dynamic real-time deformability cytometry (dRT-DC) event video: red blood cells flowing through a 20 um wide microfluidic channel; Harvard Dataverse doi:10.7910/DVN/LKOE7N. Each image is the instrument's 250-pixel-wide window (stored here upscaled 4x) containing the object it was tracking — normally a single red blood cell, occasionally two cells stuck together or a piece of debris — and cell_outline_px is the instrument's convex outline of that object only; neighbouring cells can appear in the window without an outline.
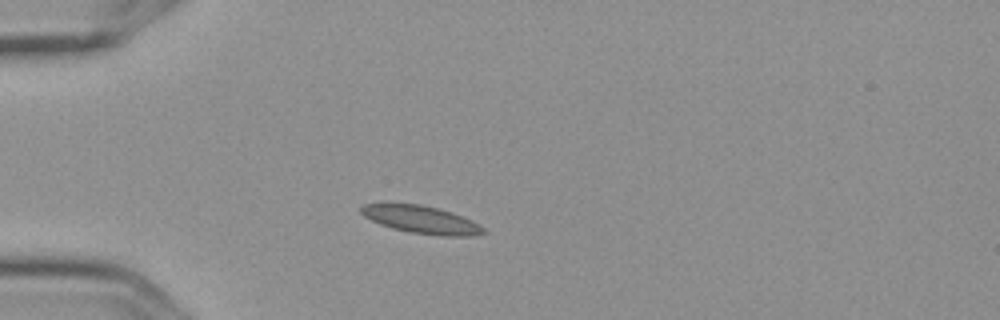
{"species": "Egyptian fruit bat (a non-hibernating species)", "species_latin": "Rousettus aegyptiacus", "temperature_condition": "cold", "stored_images_in_passage": 4, "camera_frame_rate_fps": 3000, "um_per_image_px": 0.085, "frame": {"image": 1, "passage_image": 2, "time_ms": 0.333, "image_size_px": [1000, 320], "cell_outline_px": [[488, 232], [472, 236], [440, 236], [408, 232], [392, 228], [380, 224], [364, 216], [360, 212], [360, 208], [364, 204], [420, 204], [452, 212], [472, 220], [480, 224]], "centroid_in_image_um": [35.86, 18.69], "position_along_channel_um": 49.1, "area_um2": 19.71}}
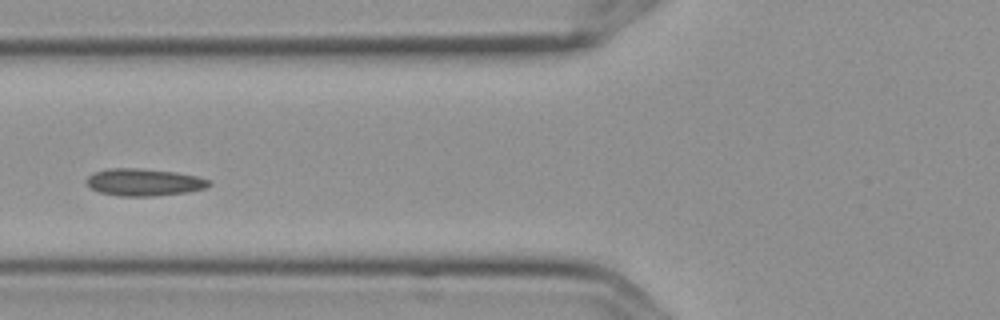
{"frame": {"image": 2, "passage_image": 4, "time_ms": 1.0, "image_size_px": [1000, 320], "cell_outline_px": [[212, 184], [204, 188], [188, 192], [156, 196], [120, 196], [100, 192], [92, 188], [84, 180], [92, 172], [112, 168], [136, 168], [176, 172], [200, 176], [212, 180]], "centroid_in_image_um": [12.28, 15.48], "position_along_channel_um": 113.5, "area_um2": 19.59}}